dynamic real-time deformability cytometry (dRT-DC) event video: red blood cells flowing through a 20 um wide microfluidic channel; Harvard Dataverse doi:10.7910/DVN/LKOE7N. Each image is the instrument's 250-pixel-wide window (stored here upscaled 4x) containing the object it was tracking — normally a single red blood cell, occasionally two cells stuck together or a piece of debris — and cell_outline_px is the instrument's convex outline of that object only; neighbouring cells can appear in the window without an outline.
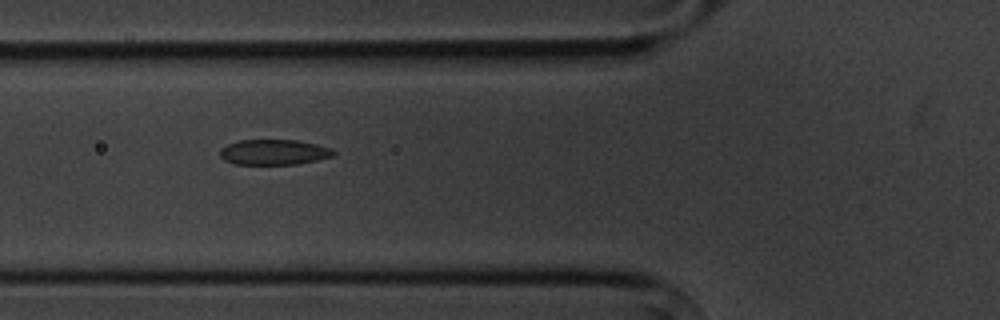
{"species": "common noctule bat (a hibernating species)", "species_latin": "Nyctalus noctula", "temperature_condition": "cold", "stored_images_in_passage": 7, "camera_frame_rate_fps": 3000, "um_per_image_px": 0.085, "animal": {"sex": "male", "body_mass_g": 20.1, "forearm_length_mm": 53.5}, "frame": {"image": 1, "passage_image": 6, "time_ms": 5.667, "image_size_px": [1000, 320], "cell_outline_px": [[336, 152], [332, 156], [316, 160], [296, 164], [236, 164], [224, 160], [220, 156], [220, 148], [228, 144], [240, 140], [296, 140], [316, 144], [332, 148]], "centroid_in_image_um": [23.27, 12.93], "position_along_channel_um": 102.5, "area_um2": 16.7}}
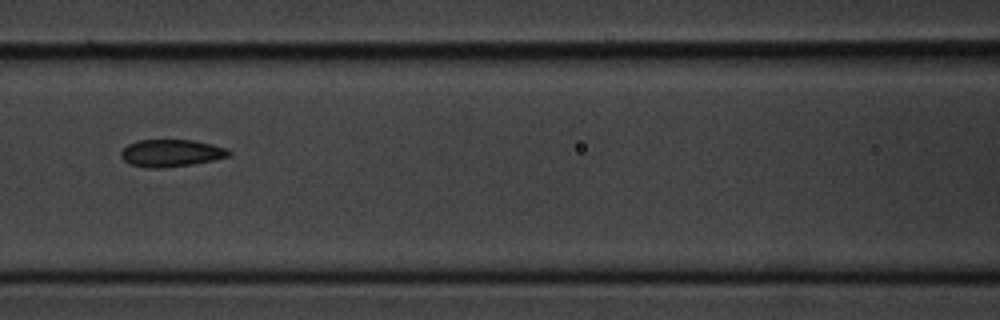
{"frame": {"image": 2, "passage_image": 7, "time_ms": 7.0, "image_size_px": [1000, 320], "cell_outline_px": [[232, 152], [228, 156], [212, 160], [192, 164], [164, 168], [148, 168], [128, 164], [120, 156], [120, 152], [128, 144], [136, 140], [196, 140], [228, 148]], "centroid_in_image_um": [14.53, 13.01], "position_along_channel_um": 152.1, "area_um2": 17.28}}